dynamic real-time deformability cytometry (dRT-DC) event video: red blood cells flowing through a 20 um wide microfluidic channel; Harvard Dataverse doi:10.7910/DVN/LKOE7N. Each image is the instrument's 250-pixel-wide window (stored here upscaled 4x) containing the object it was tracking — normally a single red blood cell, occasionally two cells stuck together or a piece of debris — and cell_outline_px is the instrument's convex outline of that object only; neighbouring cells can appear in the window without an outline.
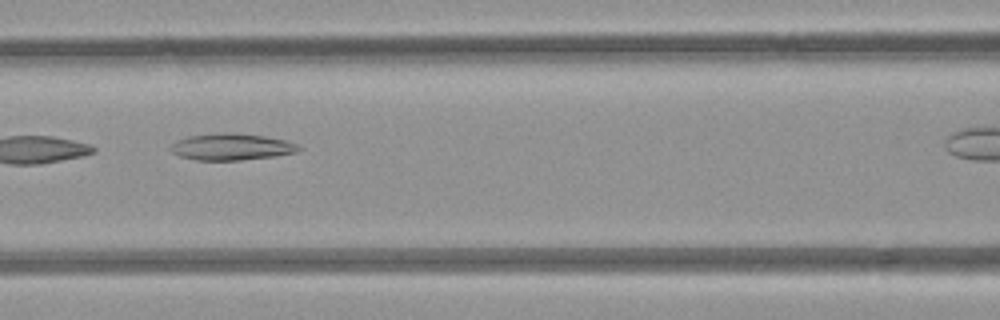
{"species": "common noctule bat (a hibernating species)", "species_latin": "Nyctalus noctula", "temperature_condition": "room temperature", "stored_images_in_passage": 8, "segment_of_instrument_passage": [1, 2], "camera_frame_rate_fps": 3000, "um_per_image_px": 0.085, "animal": {"sex": "female", "body_mass_g": 21.9}, "frame": {"image": 1, "passage_image": 4, "time_ms": 3.333, "image_size_px": [1000, 320], "cell_outline_px": [[300, 148], [296, 152], [272, 156], [240, 160], [196, 160], [180, 156], [172, 152], [172, 144], [176, 140], [188, 136], [224, 132], [264, 136], [288, 140], [296, 144]], "centroid_in_image_um": [19.66, 12.48], "position_along_channel_um": 146.9, "area_um2": 19.59}}
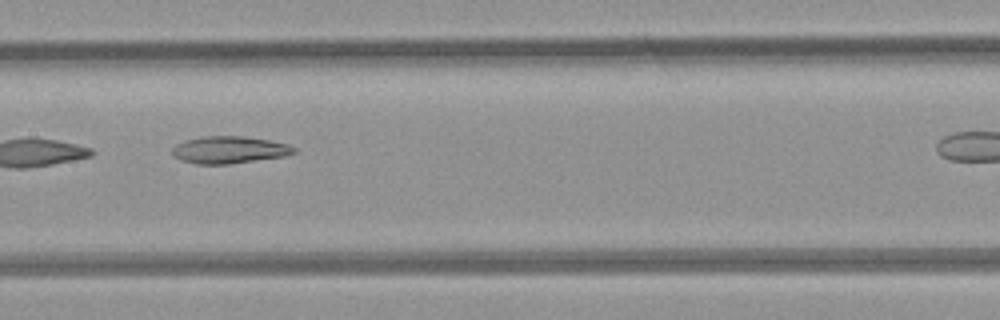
{"frame": {"image": 2, "passage_image": 5, "time_ms": 4.333, "image_size_px": [1000, 320], "cell_outline_px": [[296, 152], [284, 156], [228, 164], [196, 164], [180, 160], [172, 156], [172, 148], [176, 144], [200, 136], [244, 136], [268, 140], [288, 144], [296, 148]], "centroid_in_image_um": [19.46, 12.74], "position_along_channel_um": 187.9, "area_um2": 19.25}}
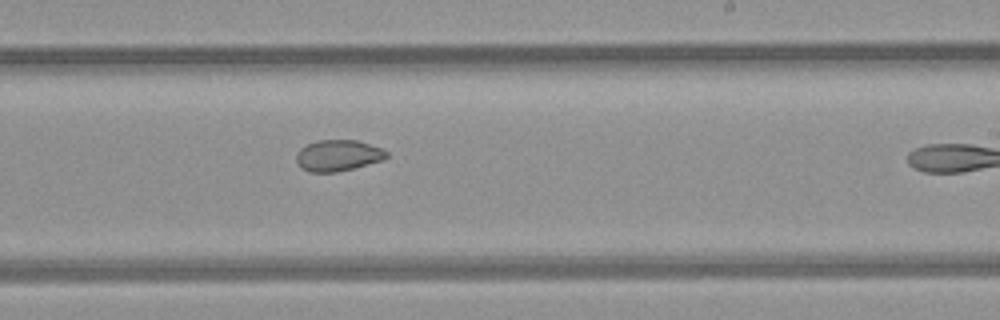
{"frame": {"image": 3, "passage_image": 7, "time_ms": 7.667, "image_size_px": [1000, 320], "cell_outline_px": [[388, 156], [380, 160], [352, 168], [336, 172], [308, 172], [300, 168], [296, 160], [296, 156], [300, 148], [316, 140], [356, 140], [380, 148], [388, 152]], "centroid_in_image_um": [28.67, 13.21], "position_along_channel_um": 260.3, "area_um2": 16.18}}